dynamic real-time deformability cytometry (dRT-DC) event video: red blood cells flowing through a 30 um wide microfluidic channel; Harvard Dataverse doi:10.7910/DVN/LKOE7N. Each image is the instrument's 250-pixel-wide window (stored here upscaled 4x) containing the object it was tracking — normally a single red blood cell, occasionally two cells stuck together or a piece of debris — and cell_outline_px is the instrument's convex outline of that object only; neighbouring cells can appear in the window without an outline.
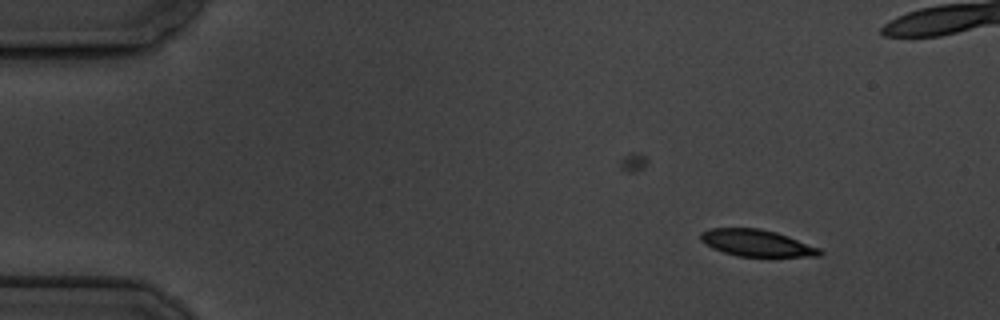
{"species": "common noctule bat (a hibernating species)", "species_latin": "Nyctalus noctula", "temperature_condition": "cold", "stored_images_in_passage": 5, "camera_frame_rate_fps": 3000, "um_per_image_px": 0.085, "animal": {"sex": "male", "body_mass_g": 19.5, "forearm_length_mm": 54.6}, "frame": {"image": 1, "passage_image": 1, "time_ms": 0.0, "image_size_px": [1000, 320], "cell_outline_px": [[824, 252], [820, 256], [736, 256], [712, 248], [700, 240], [700, 232], [712, 228], [760, 228], [776, 232], [788, 236], [820, 248]], "centroid_in_image_um": [64.31, 20.65], "position_along_channel_um": 20.7, "area_um2": 18.5}}